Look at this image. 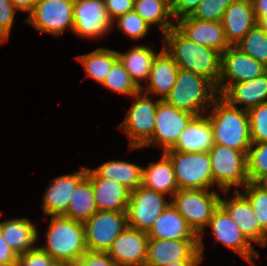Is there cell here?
<instances>
[{
  "instance_id": "1",
  "label": "cell",
  "mask_w": 267,
  "mask_h": 266,
  "mask_svg": "<svg viewBox=\"0 0 267 266\" xmlns=\"http://www.w3.org/2000/svg\"><path fill=\"white\" fill-rule=\"evenodd\" d=\"M163 48L183 69L210 80L216 87L221 75V52L188 39L175 26L163 35Z\"/></svg>"
},
{
  "instance_id": "2",
  "label": "cell",
  "mask_w": 267,
  "mask_h": 266,
  "mask_svg": "<svg viewBox=\"0 0 267 266\" xmlns=\"http://www.w3.org/2000/svg\"><path fill=\"white\" fill-rule=\"evenodd\" d=\"M207 116L213 130L215 144L240 150L247 155L252 144L247 111L230 105L219 95Z\"/></svg>"
},
{
  "instance_id": "3",
  "label": "cell",
  "mask_w": 267,
  "mask_h": 266,
  "mask_svg": "<svg viewBox=\"0 0 267 266\" xmlns=\"http://www.w3.org/2000/svg\"><path fill=\"white\" fill-rule=\"evenodd\" d=\"M45 233L46 245L38 246L57 263L79 260L88 251L85 226L64 215L50 216Z\"/></svg>"
},
{
  "instance_id": "4",
  "label": "cell",
  "mask_w": 267,
  "mask_h": 266,
  "mask_svg": "<svg viewBox=\"0 0 267 266\" xmlns=\"http://www.w3.org/2000/svg\"><path fill=\"white\" fill-rule=\"evenodd\" d=\"M218 96L217 88L210 80L178 69L175 85L164 100L182 111L200 116L209 111Z\"/></svg>"
},
{
  "instance_id": "5",
  "label": "cell",
  "mask_w": 267,
  "mask_h": 266,
  "mask_svg": "<svg viewBox=\"0 0 267 266\" xmlns=\"http://www.w3.org/2000/svg\"><path fill=\"white\" fill-rule=\"evenodd\" d=\"M221 195L215 189H178L170 199L173 206L184 217L199 236L198 248L204 255L203 235L215 209L220 205Z\"/></svg>"
},
{
  "instance_id": "6",
  "label": "cell",
  "mask_w": 267,
  "mask_h": 266,
  "mask_svg": "<svg viewBox=\"0 0 267 266\" xmlns=\"http://www.w3.org/2000/svg\"><path fill=\"white\" fill-rule=\"evenodd\" d=\"M213 187L222 192L235 186L245 187L248 183L246 154L225 145L214 144L209 150Z\"/></svg>"
},
{
  "instance_id": "7",
  "label": "cell",
  "mask_w": 267,
  "mask_h": 266,
  "mask_svg": "<svg viewBox=\"0 0 267 266\" xmlns=\"http://www.w3.org/2000/svg\"><path fill=\"white\" fill-rule=\"evenodd\" d=\"M131 98L132 106L118 128L127 135L128 147L133 150L142 148L152 138L159 99L154 101L141 90Z\"/></svg>"
},
{
  "instance_id": "8",
  "label": "cell",
  "mask_w": 267,
  "mask_h": 266,
  "mask_svg": "<svg viewBox=\"0 0 267 266\" xmlns=\"http://www.w3.org/2000/svg\"><path fill=\"white\" fill-rule=\"evenodd\" d=\"M171 160L179 189L213 188L209 152H164Z\"/></svg>"
},
{
  "instance_id": "9",
  "label": "cell",
  "mask_w": 267,
  "mask_h": 266,
  "mask_svg": "<svg viewBox=\"0 0 267 266\" xmlns=\"http://www.w3.org/2000/svg\"><path fill=\"white\" fill-rule=\"evenodd\" d=\"M74 2L75 0H38L24 21L55 38L63 36L67 28L73 32Z\"/></svg>"
},
{
  "instance_id": "10",
  "label": "cell",
  "mask_w": 267,
  "mask_h": 266,
  "mask_svg": "<svg viewBox=\"0 0 267 266\" xmlns=\"http://www.w3.org/2000/svg\"><path fill=\"white\" fill-rule=\"evenodd\" d=\"M166 195L140 186L130 192L126 208L127 226L148 233L171 203Z\"/></svg>"
},
{
  "instance_id": "11",
  "label": "cell",
  "mask_w": 267,
  "mask_h": 266,
  "mask_svg": "<svg viewBox=\"0 0 267 266\" xmlns=\"http://www.w3.org/2000/svg\"><path fill=\"white\" fill-rule=\"evenodd\" d=\"M194 117L195 115L182 111L165 100L159 99L154 134L142 148L159 146L163 147V152L172 149L179 140L180 134Z\"/></svg>"
},
{
  "instance_id": "12",
  "label": "cell",
  "mask_w": 267,
  "mask_h": 266,
  "mask_svg": "<svg viewBox=\"0 0 267 266\" xmlns=\"http://www.w3.org/2000/svg\"><path fill=\"white\" fill-rule=\"evenodd\" d=\"M84 226L88 251L107 253L127 226L126 212L97 211Z\"/></svg>"
},
{
  "instance_id": "13",
  "label": "cell",
  "mask_w": 267,
  "mask_h": 266,
  "mask_svg": "<svg viewBox=\"0 0 267 266\" xmlns=\"http://www.w3.org/2000/svg\"><path fill=\"white\" fill-rule=\"evenodd\" d=\"M113 28L104 0H75L73 34L83 39H99Z\"/></svg>"
},
{
  "instance_id": "14",
  "label": "cell",
  "mask_w": 267,
  "mask_h": 266,
  "mask_svg": "<svg viewBox=\"0 0 267 266\" xmlns=\"http://www.w3.org/2000/svg\"><path fill=\"white\" fill-rule=\"evenodd\" d=\"M267 67L242 52L236 46H229L221 53V75L217 91L221 95L232 83H239L262 76Z\"/></svg>"
},
{
  "instance_id": "15",
  "label": "cell",
  "mask_w": 267,
  "mask_h": 266,
  "mask_svg": "<svg viewBox=\"0 0 267 266\" xmlns=\"http://www.w3.org/2000/svg\"><path fill=\"white\" fill-rule=\"evenodd\" d=\"M208 227L212 230L211 232L215 238L214 241L217 243L220 242L236 252L251 266H257L254 258L257 259L259 254L256 252L255 246H252L246 239L228 212L221 205L213 212Z\"/></svg>"
},
{
  "instance_id": "16",
  "label": "cell",
  "mask_w": 267,
  "mask_h": 266,
  "mask_svg": "<svg viewBox=\"0 0 267 266\" xmlns=\"http://www.w3.org/2000/svg\"><path fill=\"white\" fill-rule=\"evenodd\" d=\"M235 191L234 196L228 197L229 191L223 193L226 197L220 198V205L228 212L236 226L250 243L267 247V234L262 230L249 200L241 193Z\"/></svg>"
},
{
  "instance_id": "17",
  "label": "cell",
  "mask_w": 267,
  "mask_h": 266,
  "mask_svg": "<svg viewBox=\"0 0 267 266\" xmlns=\"http://www.w3.org/2000/svg\"><path fill=\"white\" fill-rule=\"evenodd\" d=\"M148 241L146 232L126 226L113 241L107 254L118 266H145Z\"/></svg>"
},
{
  "instance_id": "18",
  "label": "cell",
  "mask_w": 267,
  "mask_h": 266,
  "mask_svg": "<svg viewBox=\"0 0 267 266\" xmlns=\"http://www.w3.org/2000/svg\"><path fill=\"white\" fill-rule=\"evenodd\" d=\"M86 176V166H83L72 174L61 175L53 179L43 196L41 209L44 214L49 217L65 215L73 192Z\"/></svg>"
},
{
  "instance_id": "19",
  "label": "cell",
  "mask_w": 267,
  "mask_h": 266,
  "mask_svg": "<svg viewBox=\"0 0 267 266\" xmlns=\"http://www.w3.org/2000/svg\"><path fill=\"white\" fill-rule=\"evenodd\" d=\"M199 239H149L145 266H167L188 260L199 248Z\"/></svg>"
},
{
  "instance_id": "20",
  "label": "cell",
  "mask_w": 267,
  "mask_h": 266,
  "mask_svg": "<svg viewBox=\"0 0 267 266\" xmlns=\"http://www.w3.org/2000/svg\"><path fill=\"white\" fill-rule=\"evenodd\" d=\"M175 27L196 44L217 49L221 53L230 46L222 22L202 21L186 16L178 19Z\"/></svg>"
},
{
  "instance_id": "21",
  "label": "cell",
  "mask_w": 267,
  "mask_h": 266,
  "mask_svg": "<svg viewBox=\"0 0 267 266\" xmlns=\"http://www.w3.org/2000/svg\"><path fill=\"white\" fill-rule=\"evenodd\" d=\"M178 69L173 58L162 48L153 60L148 84L146 87L143 85L141 91L149 95L160 96L159 99L164 100L175 85Z\"/></svg>"
},
{
  "instance_id": "22",
  "label": "cell",
  "mask_w": 267,
  "mask_h": 266,
  "mask_svg": "<svg viewBox=\"0 0 267 266\" xmlns=\"http://www.w3.org/2000/svg\"><path fill=\"white\" fill-rule=\"evenodd\" d=\"M230 105L245 111L267 102V72L251 80L232 83L221 95Z\"/></svg>"
},
{
  "instance_id": "23",
  "label": "cell",
  "mask_w": 267,
  "mask_h": 266,
  "mask_svg": "<svg viewBox=\"0 0 267 266\" xmlns=\"http://www.w3.org/2000/svg\"><path fill=\"white\" fill-rule=\"evenodd\" d=\"M227 42L235 46L257 24L250 0H234L222 19Z\"/></svg>"
},
{
  "instance_id": "24",
  "label": "cell",
  "mask_w": 267,
  "mask_h": 266,
  "mask_svg": "<svg viewBox=\"0 0 267 266\" xmlns=\"http://www.w3.org/2000/svg\"><path fill=\"white\" fill-rule=\"evenodd\" d=\"M210 120L205 115L195 116L180 134L176 145L170 150L182 152H209L214 145Z\"/></svg>"
},
{
  "instance_id": "25",
  "label": "cell",
  "mask_w": 267,
  "mask_h": 266,
  "mask_svg": "<svg viewBox=\"0 0 267 266\" xmlns=\"http://www.w3.org/2000/svg\"><path fill=\"white\" fill-rule=\"evenodd\" d=\"M92 184L98 211L126 212L130 190L122 184L103 177H88Z\"/></svg>"
},
{
  "instance_id": "26",
  "label": "cell",
  "mask_w": 267,
  "mask_h": 266,
  "mask_svg": "<svg viewBox=\"0 0 267 266\" xmlns=\"http://www.w3.org/2000/svg\"><path fill=\"white\" fill-rule=\"evenodd\" d=\"M36 228L27 217L0 221L2 236L17 255L36 248L34 245L39 238Z\"/></svg>"
},
{
  "instance_id": "27",
  "label": "cell",
  "mask_w": 267,
  "mask_h": 266,
  "mask_svg": "<svg viewBox=\"0 0 267 266\" xmlns=\"http://www.w3.org/2000/svg\"><path fill=\"white\" fill-rule=\"evenodd\" d=\"M142 168L128 161L109 160L95 169L86 166V173L87 177L111 179L134 191L142 186Z\"/></svg>"
},
{
  "instance_id": "28",
  "label": "cell",
  "mask_w": 267,
  "mask_h": 266,
  "mask_svg": "<svg viewBox=\"0 0 267 266\" xmlns=\"http://www.w3.org/2000/svg\"><path fill=\"white\" fill-rule=\"evenodd\" d=\"M147 234L149 239H199L172 203L160 214Z\"/></svg>"
},
{
  "instance_id": "29",
  "label": "cell",
  "mask_w": 267,
  "mask_h": 266,
  "mask_svg": "<svg viewBox=\"0 0 267 266\" xmlns=\"http://www.w3.org/2000/svg\"><path fill=\"white\" fill-rule=\"evenodd\" d=\"M142 186L165 195L169 194L170 199L179 189L172 162L164 152L158 162H150L146 168H142Z\"/></svg>"
},
{
  "instance_id": "30",
  "label": "cell",
  "mask_w": 267,
  "mask_h": 266,
  "mask_svg": "<svg viewBox=\"0 0 267 266\" xmlns=\"http://www.w3.org/2000/svg\"><path fill=\"white\" fill-rule=\"evenodd\" d=\"M157 54L155 50L145 44L132 47L125 53L117 51L119 61L140 89L141 82L148 80L153 60Z\"/></svg>"
},
{
  "instance_id": "31",
  "label": "cell",
  "mask_w": 267,
  "mask_h": 266,
  "mask_svg": "<svg viewBox=\"0 0 267 266\" xmlns=\"http://www.w3.org/2000/svg\"><path fill=\"white\" fill-rule=\"evenodd\" d=\"M97 211L93 184L86 176L73 192L64 216L85 224Z\"/></svg>"
},
{
  "instance_id": "32",
  "label": "cell",
  "mask_w": 267,
  "mask_h": 266,
  "mask_svg": "<svg viewBox=\"0 0 267 266\" xmlns=\"http://www.w3.org/2000/svg\"><path fill=\"white\" fill-rule=\"evenodd\" d=\"M134 10L150 26L156 25L161 36L175 26L170 0H134Z\"/></svg>"
},
{
  "instance_id": "33",
  "label": "cell",
  "mask_w": 267,
  "mask_h": 266,
  "mask_svg": "<svg viewBox=\"0 0 267 266\" xmlns=\"http://www.w3.org/2000/svg\"><path fill=\"white\" fill-rule=\"evenodd\" d=\"M75 58L82 63L86 77L94 79L101 85L113 64L118 60V55L116 50L99 47Z\"/></svg>"
},
{
  "instance_id": "34",
  "label": "cell",
  "mask_w": 267,
  "mask_h": 266,
  "mask_svg": "<svg viewBox=\"0 0 267 266\" xmlns=\"http://www.w3.org/2000/svg\"><path fill=\"white\" fill-rule=\"evenodd\" d=\"M235 46L267 67V33L257 24Z\"/></svg>"
},
{
  "instance_id": "35",
  "label": "cell",
  "mask_w": 267,
  "mask_h": 266,
  "mask_svg": "<svg viewBox=\"0 0 267 266\" xmlns=\"http://www.w3.org/2000/svg\"><path fill=\"white\" fill-rule=\"evenodd\" d=\"M101 85L114 93L116 92L130 97L141 90L132 80L119 59L113 64Z\"/></svg>"
},
{
  "instance_id": "36",
  "label": "cell",
  "mask_w": 267,
  "mask_h": 266,
  "mask_svg": "<svg viewBox=\"0 0 267 266\" xmlns=\"http://www.w3.org/2000/svg\"><path fill=\"white\" fill-rule=\"evenodd\" d=\"M249 182L256 183L267 174V141L252 143L246 155Z\"/></svg>"
},
{
  "instance_id": "37",
  "label": "cell",
  "mask_w": 267,
  "mask_h": 266,
  "mask_svg": "<svg viewBox=\"0 0 267 266\" xmlns=\"http://www.w3.org/2000/svg\"><path fill=\"white\" fill-rule=\"evenodd\" d=\"M116 21V22H115ZM113 26L116 23L117 28L128 38L138 40L148 35L151 26L146 23L135 10L120 15L113 20Z\"/></svg>"
},
{
  "instance_id": "38",
  "label": "cell",
  "mask_w": 267,
  "mask_h": 266,
  "mask_svg": "<svg viewBox=\"0 0 267 266\" xmlns=\"http://www.w3.org/2000/svg\"><path fill=\"white\" fill-rule=\"evenodd\" d=\"M242 191L249 200L262 230L267 234V191L253 182H249Z\"/></svg>"
},
{
  "instance_id": "39",
  "label": "cell",
  "mask_w": 267,
  "mask_h": 266,
  "mask_svg": "<svg viewBox=\"0 0 267 266\" xmlns=\"http://www.w3.org/2000/svg\"><path fill=\"white\" fill-rule=\"evenodd\" d=\"M234 0H202L190 15L193 19L221 22L227 8Z\"/></svg>"
},
{
  "instance_id": "40",
  "label": "cell",
  "mask_w": 267,
  "mask_h": 266,
  "mask_svg": "<svg viewBox=\"0 0 267 266\" xmlns=\"http://www.w3.org/2000/svg\"><path fill=\"white\" fill-rule=\"evenodd\" d=\"M251 143L267 141V102L260 104L249 111Z\"/></svg>"
},
{
  "instance_id": "41",
  "label": "cell",
  "mask_w": 267,
  "mask_h": 266,
  "mask_svg": "<svg viewBox=\"0 0 267 266\" xmlns=\"http://www.w3.org/2000/svg\"><path fill=\"white\" fill-rule=\"evenodd\" d=\"M57 262L38 246L26 253L19 254L16 266H54Z\"/></svg>"
},
{
  "instance_id": "42",
  "label": "cell",
  "mask_w": 267,
  "mask_h": 266,
  "mask_svg": "<svg viewBox=\"0 0 267 266\" xmlns=\"http://www.w3.org/2000/svg\"><path fill=\"white\" fill-rule=\"evenodd\" d=\"M16 11L11 0H0V35L7 41L12 30Z\"/></svg>"
},
{
  "instance_id": "43",
  "label": "cell",
  "mask_w": 267,
  "mask_h": 266,
  "mask_svg": "<svg viewBox=\"0 0 267 266\" xmlns=\"http://www.w3.org/2000/svg\"><path fill=\"white\" fill-rule=\"evenodd\" d=\"M202 0H170L173 21L190 16Z\"/></svg>"
},
{
  "instance_id": "44",
  "label": "cell",
  "mask_w": 267,
  "mask_h": 266,
  "mask_svg": "<svg viewBox=\"0 0 267 266\" xmlns=\"http://www.w3.org/2000/svg\"><path fill=\"white\" fill-rule=\"evenodd\" d=\"M109 18L115 20L120 15L134 10V0H104Z\"/></svg>"
},
{
  "instance_id": "45",
  "label": "cell",
  "mask_w": 267,
  "mask_h": 266,
  "mask_svg": "<svg viewBox=\"0 0 267 266\" xmlns=\"http://www.w3.org/2000/svg\"><path fill=\"white\" fill-rule=\"evenodd\" d=\"M79 260L85 266H118L107 253L102 252L87 251Z\"/></svg>"
},
{
  "instance_id": "46",
  "label": "cell",
  "mask_w": 267,
  "mask_h": 266,
  "mask_svg": "<svg viewBox=\"0 0 267 266\" xmlns=\"http://www.w3.org/2000/svg\"><path fill=\"white\" fill-rule=\"evenodd\" d=\"M17 253L7 244L0 231V266H16Z\"/></svg>"
},
{
  "instance_id": "47",
  "label": "cell",
  "mask_w": 267,
  "mask_h": 266,
  "mask_svg": "<svg viewBox=\"0 0 267 266\" xmlns=\"http://www.w3.org/2000/svg\"><path fill=\"white\" fill-rule=\"evenodd\" d=\"M203 256L198 249L188 260L173 262L167 266H199L202 263Z\"/></svg>"
},
{
  "instance_id": "48",
  "label": "cell",
  "mask_w": 267,
  "mask_h": 266,
  "mask_svg": "<svg viewBox=\"0 0 267 266\" xmlns=\"http://www.w3.org/2000/svg\"><path fill=\"white\" fill-rule=\"evenodd\" d=\"M254 10L256 21L267 16V0H250Z\"/></svg>"
},
{
  "instance_id": "49",
  "label": "cell",
  "mask_w": 267,
  "mask_h": 266,
  "mask_svg": "<svg viewBox=\"0 0 267 266\" xmlns=\"http://www.w3.org/2000/svg\"><path fill=\"white\" fill-rule=\"evenodd\" d=\"M11 2L18 11L28 12L30 14L38 0H11Z\"/></svg>"
},
{
  "instance_id": "50",
  "label": "cell",
  "mask_w": 267,
  "mask_h": 266,
  "mask_svg": "<svg viewBox=\"0 0 267 266\" xmlns=\"http://www.w3.org/2000/svg\"><path fill=\"white\" fill-rule=\"evenodd\" d=\"M256 184L260 186L263 190L267 191V174L263 175Z\"/></svg>"
},
{
  "instance_id": "51",
  "label": "cell",
  "mask_w": 267,
  "mask_h": 266,
  "mask_svg": "<svg viewBox=\"0 0 267 266\" xmlns=\"http://www.w3.org/2000/svg\"><path fill=\"white\" fill-rule=\"evenodd\" d=\"M257 25L267 33V16L262 17L258 22Z\"/></svg>"
},
{
  "instance_id": "52",
  "label": "cell",
  "mask_w": 267,
  "mask_h": 266,
  "mask_svg": "<svg viewBox=\"0 0 267 266\" xmlns=\"http://www.w3.org/2000/svg\"><path fill=\"white\" fill-rule=\"evenodd\" d=\"M66 266H85L80 260L66 263Z\"/></svg>"
},
{
  "instance_id": "53",
  "label": "cell",
  "mask_w": 267,
  "mask_h": 266,
  "mask_svg": "<svg viewBox=\"0 0 267 266\" xmlns=\"http://www.w3.org/2000/svg\"><path fill=\"white\" fill-rule=\"evenodd\" d=\"M54 266H66V263H56Z\"/></svg>"
},
{
  "instance_id": "54",
  "label": "cell",
  "mask_w": 267,
  "mask_h": 266,
  "mask_svg": "<svg viewBox=\"0 0 267 266\" xmlns=\"http://www.w3.org/2000/svg\"><path fill=\"white\" fill-rule=\"evenodd\" d=\"M4 41L6 40L0 35V43H3Z\"/></svg>"
}]
</instances>
